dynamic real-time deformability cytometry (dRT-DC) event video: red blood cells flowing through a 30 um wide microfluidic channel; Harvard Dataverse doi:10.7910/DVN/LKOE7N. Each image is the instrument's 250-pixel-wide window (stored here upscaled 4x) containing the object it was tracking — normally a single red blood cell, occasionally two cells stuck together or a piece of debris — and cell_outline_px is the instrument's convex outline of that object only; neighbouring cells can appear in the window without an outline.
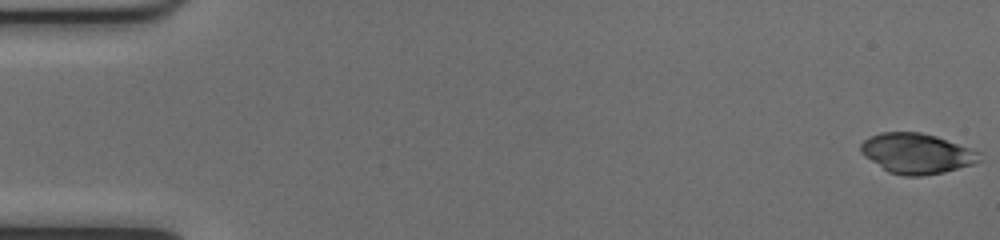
{"species": "common noctule bat (a hibernating species)", "species_latin": "Nyctalus noctula", "temperature_condition": "cold", "stored_images_in_passage": 53, "camera_frame_rate_fps": 3000, "um_per_image_px": 0.085, "animal": {"sex": "female", "body_mass_g": 17.0, "forearm_length_mm": 48.0}, "frame": {"image": 1, "passage_image": 1, "time_ms": 0.0, "image_size_px": [1000, 240], "cell_outline_px": [[980, 160], [972, 164], [944, 172], [920, 176], [904, 176], [888, 172], [864, 156], [860, 152], [860, 144], [868, 136], [880, 132], [920, 132], [936, 136], [972, 148], [980, 152]], "centroid_in_image_um": [77.89, 13.03], "position_along_channel_um": 7.1, "area_um2": 27.92}}